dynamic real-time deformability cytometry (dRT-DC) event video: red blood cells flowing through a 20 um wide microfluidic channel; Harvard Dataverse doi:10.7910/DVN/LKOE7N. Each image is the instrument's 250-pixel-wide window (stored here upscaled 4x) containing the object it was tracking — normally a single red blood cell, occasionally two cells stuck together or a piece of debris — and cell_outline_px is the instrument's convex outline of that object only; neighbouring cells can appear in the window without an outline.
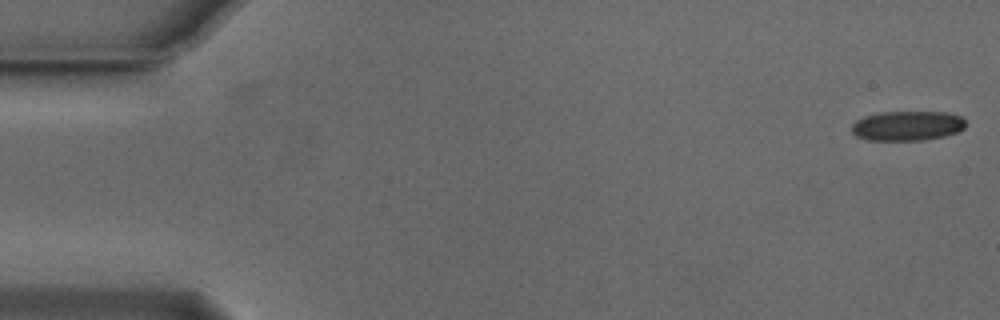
{"species": "Egyptian fruit bat (a non-hibernating species)", "species_latin": "Rousettus aegyptiacus", "temperature_condition": "cold", "stored_images_in_passage": 4, "camera_frame_rate_fps": 3000, "um_per_image_px": 0.085, "animal": {"sex": "male"}, "frame": {"image": 1, "passage_image": 4, "time_ms": 1.0, "image_size_px": [1000, 320], "cell_outline_px": [[964, 128], [956, 132], [944, 136], [924, 140], [868, 140], [856, 136], [852, 132], [852, 124], [856, 120], [864, 116], [880, 112], [948, 112], [960, 116], [964, 120]], "centroid_in_image_um": [77.1, 10.69], "position_along_channel_um": 7.9, "area_um2": 19.71}}